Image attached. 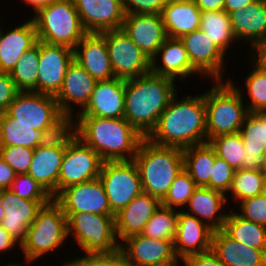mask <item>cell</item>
<instances>
[{
	"label": "cell",
	"mask_w": 266,
	"mask_h": 266,
	"mask_svg": "<svg viewBox=\"0 0 266 266\" xmlns=\"http://www.w3.org/2000/svg\"><path fill=\"white\" fill-rule=\"evenodd\" d=\"M64 214L68 219V237L73 238L82 253L112 252L120 248L115 216L84 212Z\"/></svg>",
	"instance_id": "ba28073f"
},
{
	"label": "cell",
	"mask_w": 266,
	"mask_h": 266,
	"mask_svg": "<svg viewBox=\"0 0 266 266\" xmlns=\"http://www.w3.org/2000/svg\"><path fill=\"white\" fill-rule=\"evenodd\" d=\"M263 193L266 195V174H264Z\"/></svg>",
	"instance_id": "e7e4bbea"
},
{
	"label": "cell",
	"mask_w": 266,
	"mask_h": 266,
	"mask_svg": "<svg viewBox=\"0 0 266 266\" xmlns=\"http://www.w3.org/2000/svg\"><path fill=\"white\" fill-rule=\"evenodd\" d=\"M160 59V60H158ZM151 73L175 81L201 76L191 65L185 45L179 38L167 37L151 60Z\"/></svg>",
	"instance_id": "44dd1931"
},
{
	"label": "cell",
	"mask_w": 266,
	"mask_h": 266,
	"mask_svg": "<svg viewBox=\"0 0 266 266\" xmlns=\"http://www.w3.org/2000/svg\"><path fill=\"white\" fill-rule=\"evenodd\" d=\"M167 37L182 38L199 29L201 10L194 0L168 2L161 12Z\"/></svg>",
	"instance_id": "1f68e13d"
},
{
	"label": "cell",
	"mask_w": 266,
	"mask_h": 266,
	"mask_svg": "<svg viewBox=\"0 0 266 266\" xmlns=\"http://www.w3.org/2000/svg\"><path fill=\"white\" fill-rule=\"evenodd\" d=\"M255 1L257 0H225L224 11L229 14L238 9H245Z\"/></svg>",
	"instance_id": "6f0895ef"
},
{
	"label": "cell",
	"mask_w": 266,
	"mask_h": 266,
	"mask_svg": "<svg viewBox=\"0 0 266 266\" xmlns=\"http://www.w3.org/2000/svg\"><path fill=\"white\" fill-rule=\"evenodd\" d=\"M208 143L216 155L225 160L234 170L242 168L245 148L239 132L216 136Z\"/></svg>",
	"instance_id": "b9f144b4"
},
{
	"label": "cell",
	"mask_w": 266,
	"mask_h": 266,
	"mask_svg": "<svg viewBox=\"0 0 266 266\" xmlns=\"http://www.w3.org/2000/svg\"><path fill=\"white\" fill-rule=\"evenodd\" d=\"M262 159L263 161L261 171L266 174V151L264 152Z\"/></svg>",
	"instance_id": "6125c7cd"
},
{
	"label": "cell",
	"mask_w": 266,
	"mask_h": 266,
	"mask_svg": "<svg viewBox=\"0 0 266 266\" xmlns=\"http://www.w3.org/2000/svg\"><path fill=\"white\" fill-rule=\"evenodd\" d=\"M142 190L162 201L175 177L184 169L183 149L159 146L144 138L134 156Z\"/></svg>",
	"instance_id": "277c9868"
},
{
	"label": "cell",
	"mask_w": 266,
	"mask_h": 266,
	"mask_svg": "<svg viewBox=\"0 0 266 266\" xmlns=\"http://www.w3.org/2000/svg\"><path fill=\"white\" fill-rule=\"evenodd\" d=\"M174 1H188V0H168V2H174Z\"/></svg>",
	"instance_id": "03108f58"
},
{
	"label": "cell",
	"mask_w": 266,
	"mask_h": 266,
	"mask_svg": "<svg viewBox=\"0 0 266 266\" xmlns=\"http://www.w3.org/2000/svg\"><path fill=\"white\" fill-rule=\"evenodd\" d=\"M75 137L76 116L70 113H61L43 130L39 146L66 148Z\"/></svg>",
	"instance_id": "ab89813d"
},
{
	"label": "cell",
	"mask_w": 266,
	"mask_h": 266,
	"mask_svg": "<svg viewBox=\"0 0 266 266\" xmlns=\"http://www.w3.org/2000/svg\"><path fill=\"white\" fill-rule=\"evenodd\" d=\"M234 172L235 170L225 160L217 156L212 168L209 188L220 191L226 195L230 190Z\"/></svg>",
	"instance_id": "c3c4849f"
},
{
	"label": "cell",
	"mask_w": 266,
	"mask_h": 266,
	"mask_svg": "<svg viewBox=\"0 0 266 266\" xmlns=\"http://www.w3.org/2000/svg\"><path fill=\"white\" fill-rule=\"evenodd\" d=\"M6 112L35 130H44L62 113L54 96L33 91H20Z\"/></svg>",
	"instance_id": "4fadbf2b"
},
{
	"label": "cell",
	"mask_w": 266,
	"mask_h": 266,
	"mask_svg": "<svg viewBox=\"0 0 266 266\" xmlns=\"http://www.w3.org/2000/svg\"><path fill=\"white\" fill-rule=\"evenodd\" d=\"M251 64L250 73L245 76L244 79L246 88H241L237 85L236 81L232 82L233 78H228L227 80L236 88L237 91L244 97L245 93L248 94V99H246V106L249 113L266 112V68L259 66L252 59L249 60ZM231 79V80H230ZM244 91V92H243ZM247 91V92H246Z\"/></svg>",
	"instance_id": "d590c367"
},
{
	"label": "cell",
	"mask_w": 266,
	"mask_h": 266,
	"mask_svg": "<svg viewBox=\"0 0 266 266\" xmlns=\"http://www.w3.org/2000/svg\"><path fill=\"white\" fill-rule=\"evenodd\" d=\"M54 200L62 207L63 213L115 216L99 178L66 187Z\"/></svg>",
	"instance_id": "5bb4252c"
},
{
	"label": "cell",
	"mask_w": 266,
	"mask_h": 266,
	"mask_svg": "<svg viewBox=\"0 0 266 266\" xmlns=\"http://www.w3.org/2000/svg\"><path fill=\"white\" fill-rule=\"evenodd\" d=\"M9 190L18 197L27 200L51 201L53 199L52 196L28 174H16Z\"/></svg>",
	"instance_id": "f6af8a7d"
},
{
	"label": "cell",
	"mask_w": 266,
	"mask_h": 266,
	"mask_svg": "<svg viewBox=\"0 0 266 266\" xmlns=\"http://www.w3.org/2000/svg\"><path fill=\"white\" fill-rule=\"evenodd\" d=\"M19 92L10 73L0 72V113L7 111Z\"/></svg>",
	"instance_id": "f907efd6"
},
{
	"label": "cell",
	"mask_w": 266,
	"mask_h": 266,
	"mask_svg": "<svg viewBox=\"0 0 266 266\" xmlns=\"http://www.w3.org/2000/svg\"><path fill=\"white\" fill-rule=\"evenodd\" d=\"M2 207L5 216L0 225L20 244L25 240L28 227L36 219L38 211L50 201H32L18 197L9 189H3Z\"/></svg>",
	"instance_id": "7402d4cb"
},
{
	"label": "cell",
	"mask_w": 266,
	"mask_h": 266,
	"mask_svg": "<svg viewBox=\"0 0 266 266\" xmlns=\"http://www.w3.org/2000/svg\"><path fill=\"white\" fill-rule=\"evenodd\" d=\"M53 1L54 0H23L22 3L24 5L26 3V7L29 5L30 9L33 8L32 10L34 11L35 14L38 10L48 6Z\"/></svg>",
	"instance_id": "680465c9"
},
{
	"label": "cell",
	"mask_w": 266,
	"mask_h": 266,
	"mask_svg": "<svg viewBox=\"0 0 266 266\" xmlns=\"http://www.w3.org/2000/svg\"><path fill=\"white\" fill-rule=\"evenodd\" d=\"M106 42L110 64L116 78H136L151 72V60L121 29L99 33Z\"/></svg>",
	"instance_id": "30bf717a"
},
{
	"label": "cell",
	"mask_w": 266,
	"mask_h": 266,
	"mask_svg": "<svg viewBox=\"0 0 266 266\" xmlns=\"http://www.w3.org/2000/svg\"><path fill=\"white\" fill-rule=\"evenodd\" d=\"M201 11H219L224 10L225 0H194Z\"/></svg>",
	"instance_id": "9f6ffc18"
},
{
	"label": "cell",
	"mask_w": 266,
	"mask_h": 266,
	"mask_svg": "<svg viewBox=\"0 0 266 266\" xmlns=\"http://www.w3.org/2000/svg\"><path fill=\"white\" fill-rule=\"evenodd\" d=\"M228 210L222 230L239 243L266 250V226L246 220L236 212L233 206Z\"/></svg>",
	"instance_id": "d6a6232c"
},
{
	"label": "cell",
	"mask_w": 266,
	"mask_h": 266,
	"mask_svg": "<svg viewBox=\"0 0 266 266\" xmlns=\"http://www.w3.org/2000/svg\"><path fill=\"white\" fill-rule=\"evenodd\" d=\"M125 14H161L168 0H122Z\"/></svg>",
	"instance_id": "681fc988"
},
{
	"label": "cell",
	"mask_w": 266,
	"mask_h": 266,
	"mask_svg": "<svg viewBox=\"0 0 266 266\" xmlns=\"http://www.w3.org/2000/svg\"><path fill=\"white\" fill-rule=\"evenodd\" d=\"M20 250L21 244L0 225V255L6 252ZM15 248V249H14ZM13 249V250H12ZM12 250V251H11Z\"/></svg>",
	"instance_id": "db71d44e"
},
{
	"label": "cell",
	"mask_w": 266,
	"mask_h": 266,
	"mask_svg": "<svg viewBox=\"0 0 266 266\" xmlns=\"http://www.w3.org/2000/svg\"><path fill=\"white\" fill-rule=\"evenodd\" d=\"M214 82L204 92L207 142L219 135L239 132L249 114L244 98L227 78Z\"/></svg>",
	"instance_id": "8992f818"
},
{
	"label": "cell",
	"mask_w": 266,
	"mask_h": 266,
	"mask_svg": "<svg viewBox=\"0 0 266 266\" xmlns=\"http://www.w3.org/2000/svg\"><path fill=\"white\" fill-rule=\"evenodd\" d=\"M216 157L214 149L208 142L183 149L184 170L197 187L209 188L210 176Z\"/></svg>",
	"instance_id": "836d02e7"
},
{
	"label": "cell",
	"mask_w": 266,
	"mask_h": 266,
	"mask_svg": "<svg viewBox=\"0 0 266 266\" xmlns=\"http://www.w3.org/2000/svg\"><path fill=\"white\" fill-rule=\"evenodd\" d=\"M173 242L136 234L124 239L120 249L130 266H169L179 260Z\"/></svg>",
	"instance_id": "9a60e30c"
},
{
	"label": "cell",
	"mask_w": 266,
	"mask_h": 266,
	"mask_svg": "<svg viewBox=\"0 0 266 266\" xmlns=\"http://www.w3.org/2000/svg\"><path fill=\"white\" fill-rule=\"evenodd\" d=\"M34 149L22 146H0V157L13 168L16 174H27Z\"/></svg>",
	"instance_id": "bcb514c9"
},
{
	"label": "cell",
	"mask_w": 266,
	"mask_h": 266,
	"mask_svg": "<svg viewBox=\"0 0 266 266\" xmlns=\"http://www.w3.org/2000/svg\"><path fill=\"white\" fill-rule=\"evenodd\" d=\"M96 82L78 62L73 60L67 68L62 87L55 96L60 111L74 116L81 112L88 104ZM74 106L80 109L75 111Z\"/></svg>",
	"instance_id": "ac0fdd59"
},
{
	"label": "cell",
	"mask_w": 266,
	"mask_h": 266,
	"mask_svg": "<svg viewBox=\"0 0 266 266\" xmlns=\"http://www.w3.org/2000/svg\"><path fill=\"white\" fill-rule=\"evenodd\" d=\"M169 266H188L184 260H178L176 263Z\"/></svg>",
	"instance_id": "be15d7a7"
},
{
	"label": "cell",
	"mask_w": 266,
	"mask_h": 266,
	"mask_svg": "<svg viewBox=\"0 0 266 266\" xmlns=\"http://www.w3.org/2000/svg\"><path fill=\"white\" fill-rule=\"evenodd\" d=\"M2 199H3V189L0 190V222L3 219V217L5 216V212H4L3 207H2V203H3Z\"/></svg>",
	"instance_id": "91938a15"
},
{
	"label": "cell",
	"mask_w": 266,
	"mask_h": 266,
	"mask_svg": "<svg viewBox=\"0 0 266 266\" xmlns=\"http://www.w3.org/2000/svg\"><path fill=\"white\" fill-rule=\"evenodd\" d=\"M31 17L39 41L72 49L88 34L73 0H54Z\"/></svg>",
	"instance_id": "52a82bcc"
},
{
	"label": "cell",
	"mask_w": 266,
	"mask_h": 266,
	"mask_svg": "<svg viewBox=\"0 0 266 266\" xmlns=\"http://www.w3.org/2000/svg\"><path fill=\"white\" fill-rule=\"evenodd\" d=\"M122 30L150 60L167 38L161 14H126Z\"/></svg>",
	"instance_id": "d6986e66"
},
{
	"label": "cell",
	"mask_w": 266,
	"mask_h": 266,
	"mask_svg": "<svg viewBox=\"0 0 266 266\" xmlns=\"http://www.w3.org/2000/svg\"><path fill=\"white\" fill-rule=\"evenodd\" d=\"M263 185L264 173L261 170H235L230 190L226 194L227 204L231 205L229 200H234V205L238 206L241 201L262 194ZM228 194L232 199H229Z\"/></svg>",
	"instance_id": "74e56055"
},
{
	"label": "cell",
	"mask_w": 266,
	"mask_h": 266,
	"mask_svg": "<svg viewBox=\"0 0 266 266\" xmlns=\"http://www.w3.org/2000/svg\"><path fill=\"white\" fill-rule=\"evenodd\" d=\"M98 178L114 215L143 192L140 173L134 160L104 161Z\"/></svg>",
	"instance_id": "9c48e42d"
},
{
	"label": "cell",
	"mask_w": 266,
	"mask_h": 266,
	"mask_svg": "<svg viewBox=\"0 0 266 266\" xmlns=\"http://www.w3.org/2000/svg\"><path fill=\"white\" fill-rule=\"evenodd\" d=\"M185 45L192 67L201 75L214 81H223L227 55L200 29L180 38ZM226 63V64H225ZM224 73V74H222ZM224 76V77H223Z\"/></svg>",
	"instance_id": "7c38bea8"
},
{
	"label": "cell",
	"mask_w": 266,
	"mask_h": 266,
	"mask_svg": "<svg viewBox=\"0 0 266 266\" xmlns=\"http://www.w3.org/2000/svg\"><path fill=\"white\" fill-rule=\"evenodd\" d=\"M76 136L103 161L133 160L144 139L124 117L76 116Z\"/></svg>",
	"instance_id": "3957f363"
},
{
	"label": "cell",
	"mask_w": 266,
	"mask_h": 266,
	"mask_svg": "<svg viewBox=\"0 0 266 266\" xmlns=\"http://www.w3.org/2000/svg\"><path fill=\"white\" fill-rule=\"evenodd\" d=\"M172 98L146 137L159 146L187 148L207 143L204 92Z\"/></svg>",
	"instance_id": "6da1fadb"
},
{
	"label": "cell",
	"mask_w": 266,
	"mask_h": 266,
	"mask_svg": "<svg viewBox=\"0 0 266 266\" xmlns=\"http://www.w3.org/2000/svg\"><path fill=\"white\" fill-rule=\"evenodd\" d=\"M7 112L0 113V146H22L35 149L43 130L32 129V126L16 123Z\"/></svg>",
	"instance_id": "8d00e7d4"
},
{
	"label": "cell",
	"mask_w": 266,
	"mask_h": 266,
	"mask_svg": "<svg viewBox=\"0 0 266 266\" xmlns=\"http://www.w3.org/2000/svg\"><path fill=\"white\" fill-rule=\"evenodd\" d=\"M211 249L226 266H266V250L239 243L222 229L214 231Z\"/></svg>",
	"instance_id": "f1b7e54d"
},
{
	"label": "cell",
	"mask_w": 266,
	"mask_h": 266,
	"mask_svg": "<svg viewBox=\"0 0 266 266\" xmlns=\"http://www.w3.org/2000/svg\"><path fill=\"white\" fill-rule=\"evenodd\" d=\"M68 237V219L62 207L52 199L38 211L36 219L28 227L25 240L21 243L20 251L23 261L37 263L42 257L54 255L64 246ZM64 246V247H62ZM56 250V251H55ZM54 252L53 254H51Z\"/></svg>",
	"instance_id": "5b68a950"
},
{
	"label": "cell",
	"mask_w": 266,
	"mask_h": 266,
	"mask_svg": "<svg viewBox=\"0 0 266 266\" xmlns=\"http://www.w3.org/2000/svg\"><path fill=\"white\" fill-rule=\"evenodd\" d=\"M73 50L74 60L96 81L115 78L105 39L99 33H88Z\"/></svg>",
	"instance_id": "d4e9b609"
},
{
	"label": "cell",
	"mask_w": 266,
	"mask_h": 266,
	"mask_svg": "<svg viewBox=\"0 0 266 266\" xmlns=\"http://www.w3.org/2000/svg\"><path fill=\"white\" fill-rule=\"evenodd\" d=\"M87 33L121 29L125 19L122 0H73Z\"/></svg>",
	"instance_id": "e0dca14e"
},
{
	"label": "cell",
	"mask_w": 266,
	"mask_h": 266,
	"mask_svg": "<svg viewBox=\"0 0 266 266\" xmlns=\"http://www.w3.org/2000/svg\"><path fill=\"white\" fill-rule=\"evenodd\" d=\"M31 264H33V263H31V262H28V261H25V265L26 266H30ZM23 263L22 264H20V263H16V262H10L9 264L8 263H6L5 265L3 264L2 265V263H1V266H25Z\"/></svg>",
	"instance_id": "94428289"
},
{
	"label": "cell",
	"mask_w": 266,
	"mask_h": 266,
	"mask_svg": "<svg viewBox=\"0 0 266 266\" xmlns=\"http://www.w3.org/2000/svg\"><path fill=\"white\" fill-rule=\"evenodd\" d=\"M22 23L5 31L3 24L0 25V72L10 73L22 55L38 41L32 19L28 18Z\"/></svg>",
	"instance_id": "cb8c5ba5"
},
{
	"label": "cell",
	"mask_w": 266,
	"mask_h": 266,
	"mask_svg": "<svg viewBox=\"0 0 266 266\" xmlns=\"http://www.w3.org/2000/svg\"><path fill=\"white\" fill-rule=\"evenodd\" d=\"M199 29L202 30L225 54L237 39L231 27L230 15L224 10L201 11ZM235 42V43H234Z\"/></svg>",
	"instance_id": "e575fe53"
},
{
	"label": "cell",
	"mask_w": 266,
	"mask_h": 266,
	"mask_svg": "<svg viewBox=\"0 0 266 266\" xmlns=\"http://www.w3.org/2000/svg\"><path fill=\"white\" fill-rule=\"evenodd\" d=\"M16 177V172L0 157V190L9 189Z\"/></svg>",
	"instance_id": "11a10c76"
},
{
	"label": "cell",
	"mask_w": 266,
	"mask_h": 266,
	"mask_svg": "<svg viewBox=\"0 0 266 266\" xmlns=\"http://www.w3.org/2000/svg\"><path fill=\"white\" fill-rule=\"evenodd\" d=\"M103 162L98 153L76 136L65 148L58 194L66 187L98 178Z\"/></svg>",
	"instance_id": "8fae6325"
},
{
	"label": "cell",
	"mask_w": 266,
	"mask_h": 266,
	"mask_svg": "<svg viewBox=\"0 0 266 266\" xmlns=\"http://www.w3.org/2000/svg\"><path fill=\"white\" fill-rule=\"evenodd\" d=\"M250 54H247L250 59L256 62L259 66L266 68V36L262 38L252 49H248Z\"/></svg>",
	"instance_id": "f5cc1de1"
},
{
	"label": "cell",
	"mask_w": 266,
	"mask_h": 266,
	"mask_svg": "<svg viewBox=\"0 0 266 266\" xmlns=\"http://www.w3.org/2000/svg\"><path fill=\"white\" fill-rule=\"evenodd\" d=\"M188 266H226L211 250L189 255L184 259Z\"/></svg>",
	"instance_id": "816d5d0a"
},
{
	"label": "cell",
	"mask_w": 266,
	"mask_h": 266,
	"mask_svg": "<svg viewBox=\"0 0 266 266\" xmlns=\"http://www.w3.org/2000/svg\"><path fill=\"white\" fill-rule=\"evenodd\" d=\"M161 201L148 193L142 192L123 210L115 215V233L121 243L129 236L141 234L145 224L160 207Z\"/></svg>",
	"instance_id": "484cf974"
},
{
	"label": "cell",
	"mask_w": 266,
	"mask_h": 266,
	"mask_svg": "<svg viewBox=\"0 0 266 266\" xmlns=\"http://www.w3.org/2000/svg\"><path fill=\"white\" fill-rule=\"evenodd\" d=\"M196 188L195 182L183 169L182 172L175 177L167 195L161 201V205L171 209L183 210Z\"/></svg>",
	"instance_id": "7bdbcfd3"
},
{
	"label": "cell",
	"mask_w": 266,
	"mask_h": 266,
	"mask_svg": "<svg viewBox=\"0 0 266 266\" xmlns=\"http://www.w3.org/2000/svg\"><path fill=\"white\" fill-rule=\"evenodd\" d=\"M176 82L151 72L125 80L124 118L144 138L155 128L160 115L180 89Z\"/></svg>",
	"instance_id": "7a4b0ae2"
},
{
	"label": "cell",
	"mask_w": 266,
	"mask_h": 266,
	"mask_svg": "<svg viewBox=\"0 0 266 266\" xmlns=\"http://www.w3.org/2000/svg\"><path fill=\"white\" fill-rule=\"evenodd\" d=\"M39 40L26 51L10 72L12 80L19 91L38 93Z\"/></svg>",
	"instance_id": "f35d334b"
},
{
	"label": "cell",
	"mask_w": 266,
	"mask_h": 266,
	"mask_svg": "<svg viewBox=\"0 0 266 266\" xmlns=\"http://www.w3.org/2000/svg\"><path fill=\"white\" fill-rule=\"evenodd\" d=\"M64 152L65 148L37 146L27 172L53 199L58 195V176Z\"/></svg>",
	"instance_id": "4dcf8cb0"
},
{
	"label": "cell",
	"mask_w": 266,
	"mask_h": 266,
	"mask_svg": "<svg viewBox=\"0 0 266 266\" xmlns=\"http://www.w3.org/2000/svg\"><path fill=\"white\" fill-rule=\"evenodd\" d=\"M239 133L245 148L242 169L261 170L266 151V112L249 113Z\"/></svg>",
	"instance_id": "f546056e"
},
{
	"label": "cell",
	"mask_w": 266,
	"mask_h": 266,
	"mask_svg": "<svg viewBox=\"0 0 266 266\" xmlns=\"http://www.w3.org/2000/svg\"><path fill=\"white\" fill-rule=\"evenodd\" d=\"M229 15L238 43L244 42L252 49L266 36V0H257L247 8L235 10Z\"/></svg>",
	"instance_id": "83f0119b"
},
{
	"label": "cell",
	"mask_w": 266,
	"mask_h": 266,
	"mask_svg": "<svg viewBox=\"0 0 266 266\" xmlns=\"http://www.w3.org/2000/svg\"><path fill=\"white\" fill-rule=\"evenodd\" d=\"M125 109V80L112 78L97 81L86 107L76 116L123 118Z\"/></svg>",
	"instance_id": "ffe728a7"
},
{
	"label": "cell",
	"mask_w": 266,
	"mask_h": 266,
	"mask_svg": "<svg viewBox=\"0 0 266 266\" xmlns=\"http://www.w3.org/2000/svg\"><path fill=\"white\" fill-rule=\"evenodd\" d=\"M73 60L72 48L39 41L38 93L55 97Z\"/></svg>",
	"instance_id": "2e32d148"
},
{
	"label": "cell",
	"mask_w": 266,
	"mask_h": 266,
	"mask_svg": "<svg viewBox=\"0 0 266 266\" xmlns=\"http://www.w3.org/2000/svg\"><path fill=\"white\" fill-rule=\"evenodd\" d=\"M238 208L239 211L236 206V212L246 220L266 226V195L264 193L241 201Z\"/></svg>",
	"instance_id": "7dc6e473"
},
{
	"label": "cell",
	"mask_w": 266,
	"mask_h": 266,
	"mask_svg": "<svg viewBox=\"0 0 266 266\" xmlns=\"http://www.w3.org/2000/svg\"><path fill=\"white\" fill-rule=\"evenodd\" d=\"M178 220V232L173 243L175 254L180 260L211 250L214 229L182 210L178 211Z\"/></svg>",
	"instance_id": "603a6c76"
},
{
	"label": "cell",
	"mask_w": 266,
	"mask_h": 266,
	"mask_svg": "<svg viewBox=\"0 0 266 266\" xmlns=\"http://www.w3.org/2000/svg\"><path fill=\"white\" fill-rule=\"evenodd\" d=\"M178 211L160 205L145 224L141 234L154 239L174 240L179 226Z\"/></svg>",
	"instance_id": "60d3db41"
},
{
	"label": "cell",
	"mask_w": 266,
	"mask_h": 266,
	"mask_svg": "<svg viewBox=\"0 0 266 266\" xmlns=\"http://www.w3.org/2000/svg\"><path fill=\"white\" fill-rule=\"evenodd\" d=\"M77 258L64 260L62 266H130L120 248L112 252L83 253Z\"/></svg>",
	"instance_id": "ee69618b"
},
{
	"label": "cell",
	"mask_w": 266,
	"mask_h": 266,
	"mask_svg": "<svg viewBox=\"0 0 266 266\" xmlns=\"http://www.w3.org/2000/svg\"><path fill=\"white\" fill-rule=\"evenodd\" d=\"M226 195L207 187H197L182 210L195 216L214 230L223 229L228 212Z\"/></svg>",
	"instance_id": "4316f807"
}]
</instances>
